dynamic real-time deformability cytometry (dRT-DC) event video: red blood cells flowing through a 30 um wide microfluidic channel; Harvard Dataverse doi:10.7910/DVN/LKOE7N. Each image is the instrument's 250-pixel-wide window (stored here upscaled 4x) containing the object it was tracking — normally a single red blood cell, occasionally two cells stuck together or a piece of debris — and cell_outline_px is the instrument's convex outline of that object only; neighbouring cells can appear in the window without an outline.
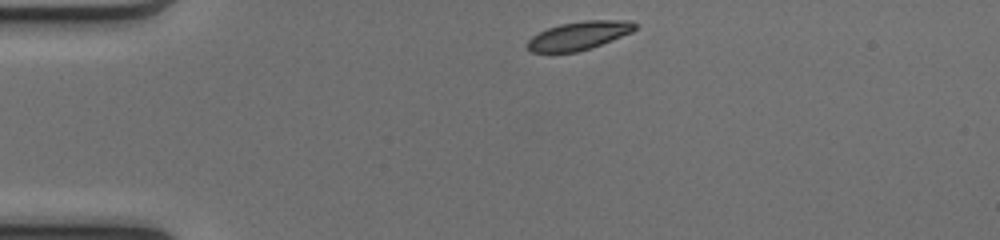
{"species": "common noctule bat (a hibernating species)", "species_latin": "Nyctalus noctula", "temperature_condition": "cold", "stored_images_in_passage": 40, "camera_frame_rate_fps": 3000, "um_per_image_px": 0.085, "animal": {"sex": "female", "body_mass_g": 17.0, "forearm_length_mm": 48.0}, "frame": {"image": 1, "passage_image": 1, "time_ms": 0.0, "image_size_px": [1000, 240], "cell_outline_px": [[636, 28], [632, 32], [592, 48], [576, 52], [532, 52], [524, 44], [532, 36], [548, 28], [560, 24], [584, 20], [632, 20], [636, 24]], "centroid_in_image_um": [49.21, 3.02], "position_along_channel_um": 35.8, "area_um2": 17.86}}
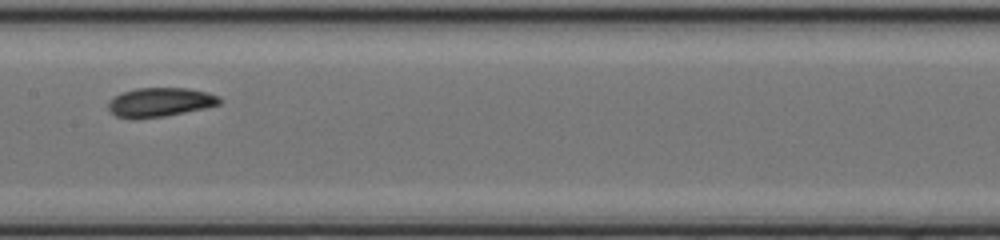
{"frame": {"image": 2, "passage_image": 16, "time_ms": 5.0, "image_size_px": [1000, 240], "cell_outline_px": [[220, 104], [204, 108], [164, 116], [132, 120], [116, 116], [108, 108], [108, 100], [120, 92], [136, 88], [188, 88], [208, 92], [220, 96]], "centroid_in_image_um": [13.56, 8.69], "position_along_channel_um": 193.8, "area_um2": 19.07}}
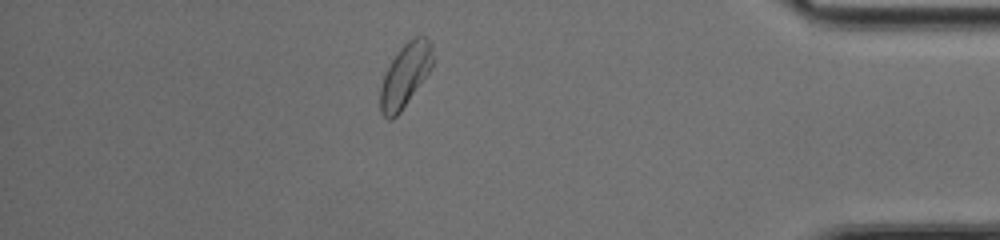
{"frame": {"image": 3, "passage_image": 34, "time_ms": 11.0, "image_size_px": [1000, 240], "cell_outline_px": [[432, 68], [400, 112], [392, 120], [388, 120], [380, 112], [380, 88], [384, 76], [392, 60], [400, 48], [408, 40], [416, 36], [424, 36], [432, 44]], "centroid_in_image_um": [34.43, 6.41], "position_along_channel_um": 400.8, "area_um2": 19.13}, "authors_computed_cell_mechanics": {"area_um2": 18.9006, "velocity_mm_per_s": 4.0834, "shape_relaxation_time_tau1_ms": 4.391, "shape_relaxation_time_tau2_ms": null, "deformation_change_tau1": 0.1084, "deformation_change_tau2": null}}